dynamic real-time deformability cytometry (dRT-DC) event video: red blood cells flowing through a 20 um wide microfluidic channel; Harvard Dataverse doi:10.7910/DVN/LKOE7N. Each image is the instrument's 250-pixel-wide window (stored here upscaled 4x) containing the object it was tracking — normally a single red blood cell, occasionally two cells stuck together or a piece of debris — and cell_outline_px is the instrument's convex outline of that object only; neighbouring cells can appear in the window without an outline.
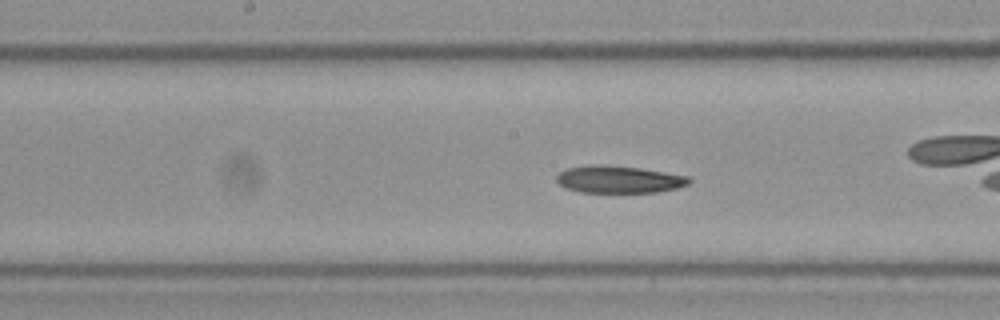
{"species": "Egyptian fruit bat (a non-hibernating species)", "species_latin": "Rousettus aegyptiacus", "temperature_condition": "cold", "stored_images_in_passage": 40, "camera_frame_rate_fps": 3000, "um_per_image_px": 0.085, "frame": {"image": 1, "passage_image": 12, "time_ms": 3.667, "image_size_px": [1000, 320], "cell_outline_px": [[692, 180], [688, 184], [676, 188], [656, 192], [580, 192], [568, 188], [560, 184], [556, 180], [556, 176], [560, 172], [568, 168], [592, 164], [640, 168], [688, 176]], "centroid_in_image_um": [52.61, 15.25], "position_along_channel_um": 195.6, "area_um2": 20.75}}